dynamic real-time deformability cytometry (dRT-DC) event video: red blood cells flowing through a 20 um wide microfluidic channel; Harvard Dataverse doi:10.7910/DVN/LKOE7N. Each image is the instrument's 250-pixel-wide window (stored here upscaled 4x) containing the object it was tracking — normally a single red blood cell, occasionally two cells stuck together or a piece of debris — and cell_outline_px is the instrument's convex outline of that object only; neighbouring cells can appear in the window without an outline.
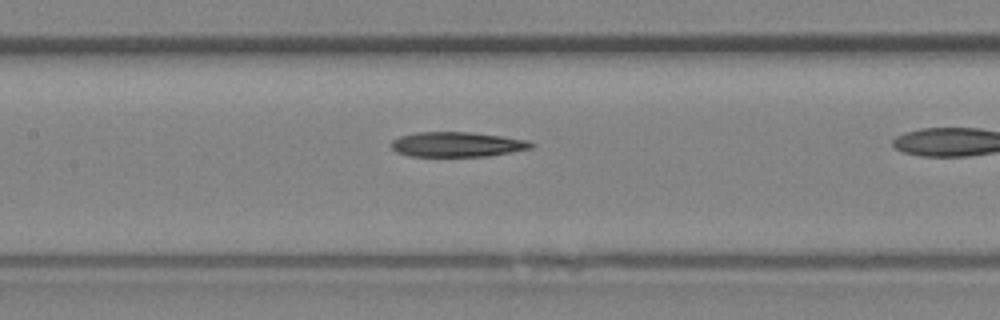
{"species": "Egyptian fruit bat (a non-hibernating species)", "species_latin": "Rousettus aegyptiacus", "temperature_condition": "room temperature", "stored_images_in_passage": 24, "camera_frame_rate_fps": 3000, "um_per_image_px": 0.085, "animal": {"sex": "female"}, "frame": {"image": 1, "passage_image": 9, "time_ms": 2.667, "image_size_px": [1000, 320], "cell_outline_px": [[536, 144], [532, 148], [512, 152], [488, 156], [408, 156], [396, 152], [388, 144], [392, 140], [400, 136], [416, 132], [472, 132], [504, 136], [528, 140]], "centroid_in_image_um": [38.85, 12.27], "position_along_channel_um": 168.5, "area_um2": 20.58}}